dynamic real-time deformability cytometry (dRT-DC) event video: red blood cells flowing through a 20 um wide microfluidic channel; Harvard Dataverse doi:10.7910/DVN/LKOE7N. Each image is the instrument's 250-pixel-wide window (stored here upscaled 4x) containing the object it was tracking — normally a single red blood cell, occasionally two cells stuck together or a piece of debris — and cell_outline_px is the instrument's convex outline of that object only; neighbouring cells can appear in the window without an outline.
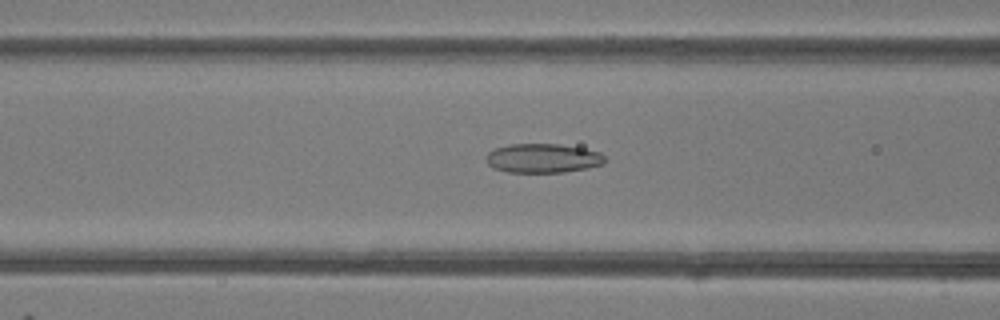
{"species": "common noctule bat (a hibernating species)", "species_latin": "Nyctalus noctula", "temperature_condition": "room temperature", "stored_images_in_passage": 49, "camera_frame_rate_fps": 3000, "um_per_image_px": 0.085, "animal": {"sex": "female"}, "frame": {"image": 1, "passage_image": 20, "time_ms": 6.333, "image_size_px": [1000, 320], "cell_outline_px": [[604, 164], [588, 168], [564, 172], [508, 172], [492, 168], [484, 160], [488, 152], [496, 148], [512, 144], [560, 144], [584, 148], [600, 152], [604, 156]], "centroid_in_image_um": [46.13, 13.45], "position_along_channel_um": 120.5, "area_um2": 20.29}}
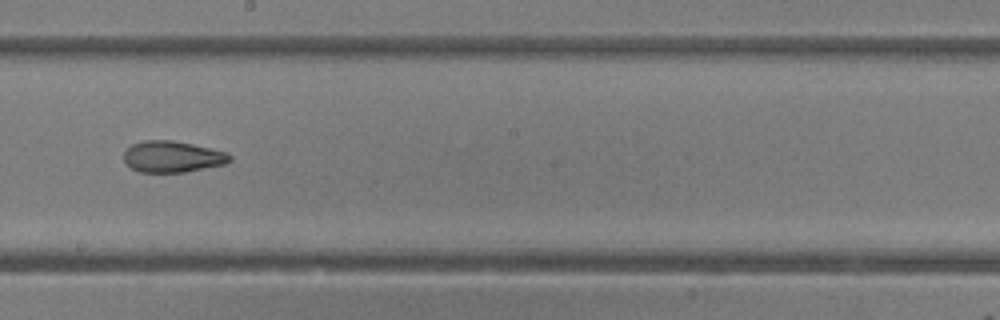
{"frame": {"image": 2, "passage_image": 28, "time_ms": 9.0, "image_size_px": [1000, 320], "cell_outline_px": [[232, 160], [224, 164], [184, 172], [140, 172], [132, 168], [124, 160], [124, 152], [132, 144], [144, 140], [172, 140], [192, 144], [228, 152], [232, 156]], "centroid_in_image_um": [14.67, 13.31], "position_along_channel_um": 233.5, "area_um2": 19.25}}
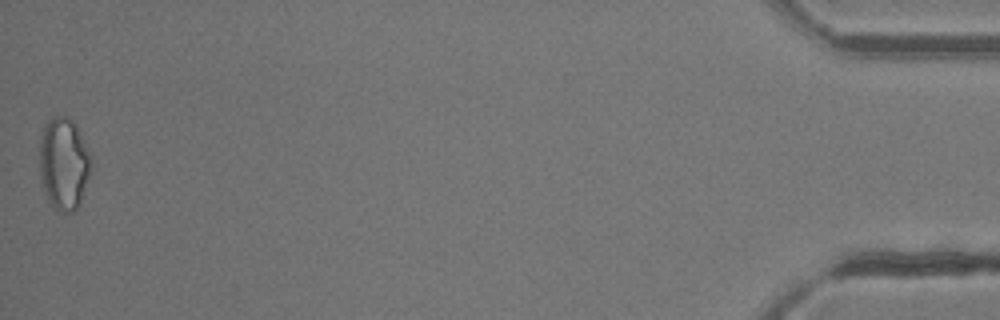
{"frame": {"image": 3, "passage_image": 49, "time_ms": 16.0, "image_size_px": [1000, 320], "cell_outline_px": [[92, 168], [80, 204], [72, 212], [60, 212], [52, 208], [44, 192], [40, 176], [40, 140], [44, 124], [52, 116], [68, 116], [76, 124], [92, 156]], "centroid_in_image_um": [5.44, 13.9], "position_along_channel_um": 429.8, "area_um2": 28.26}, "authors_computed_cell_mechanics": {"area_um2": 22.0218, "velocity_mm_per_s": 4.2452, "shape_relaxation_time_tau1_ms": null, "shape_relaxation_time_tau2_ms": 2.5481, "deformation_change_tau1": null, "deformation_change_tau2": 0.0984}}